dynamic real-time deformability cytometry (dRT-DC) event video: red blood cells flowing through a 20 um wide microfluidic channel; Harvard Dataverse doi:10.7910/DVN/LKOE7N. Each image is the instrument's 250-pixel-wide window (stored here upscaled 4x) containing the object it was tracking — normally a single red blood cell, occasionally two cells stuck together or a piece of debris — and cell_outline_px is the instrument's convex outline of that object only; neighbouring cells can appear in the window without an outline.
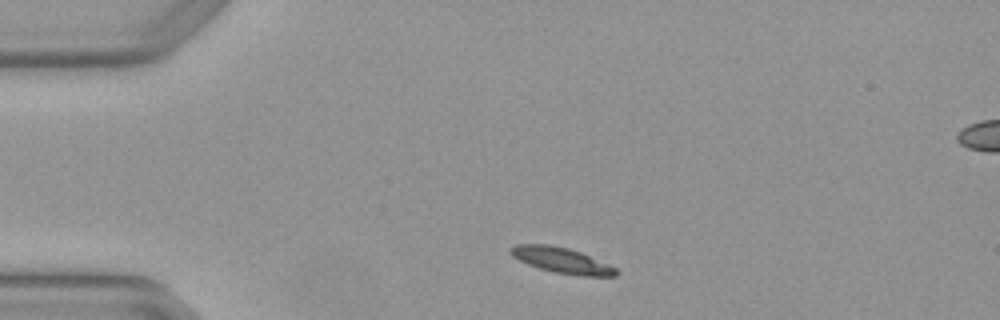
{"species": "Egyptian fruit bat (a non-hibernating species)", "species_latin": "Rousettus aegyptiacus", "temperature_condition": "warm", "stored_images_in_passage": 3, "camera_frame_rate_fps": 3000, "um_per_image_px": 0.085, "animal": {"sex": "female"}, "frame": {"image": 1, "passage_image": 1, "time_ms": 0.0, "image_size_px": [1000, 320], "cell_outline_px": [[620, 272], [616, 276], [584, 276], [552, 272], [528, 264], [512, 256], [508, 252], [508, 248], [516, 244], [548, 244], [568, 248], [580, 252], [608, 264], [616, 268]], "centroid_in_image_um": [47.72, 22.12], "position_along_channel_um": 37.3, "area_um2": 15.72}}